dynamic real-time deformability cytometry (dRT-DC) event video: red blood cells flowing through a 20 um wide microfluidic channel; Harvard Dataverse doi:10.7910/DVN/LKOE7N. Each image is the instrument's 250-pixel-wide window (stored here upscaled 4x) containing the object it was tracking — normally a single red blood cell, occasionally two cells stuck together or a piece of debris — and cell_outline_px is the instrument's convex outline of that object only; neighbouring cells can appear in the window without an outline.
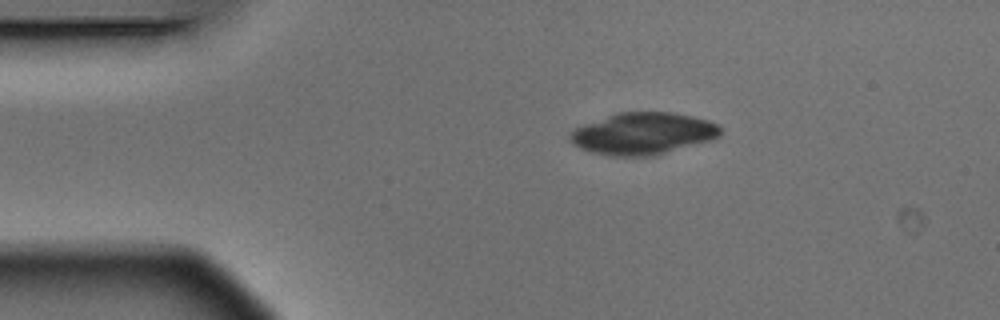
{"species": "Egyptian fruit bat (a non-hibernating species)", "species_latin": "Rousettus aegyptiacus", "temperature_condition": "warm", "stored_images_in_passage": 3, "camera_frame_rate_fps": 3000, "um_per_image_px": 0.085, "animal": {"sex": "male"}, "frame": {"image": 1, "passage_image": 1, "time_ms": 0.0, "image_size_px": [1000, 320], "cell_outline_px": [[720, 136], [712, 140], [656, 156], [612, 156], [592, 152], [580, 148], [572, 144], [568, 140], [568, 136], [576, 128], [584, 124], [616, 112], [672, 112], [692, 116], [708, 120], [716, 124], [720, 128]], "centroid_in_image_um": [54.65, 11.36], "position_along_channel_um": 30.3, "area_um2": 36.93}}